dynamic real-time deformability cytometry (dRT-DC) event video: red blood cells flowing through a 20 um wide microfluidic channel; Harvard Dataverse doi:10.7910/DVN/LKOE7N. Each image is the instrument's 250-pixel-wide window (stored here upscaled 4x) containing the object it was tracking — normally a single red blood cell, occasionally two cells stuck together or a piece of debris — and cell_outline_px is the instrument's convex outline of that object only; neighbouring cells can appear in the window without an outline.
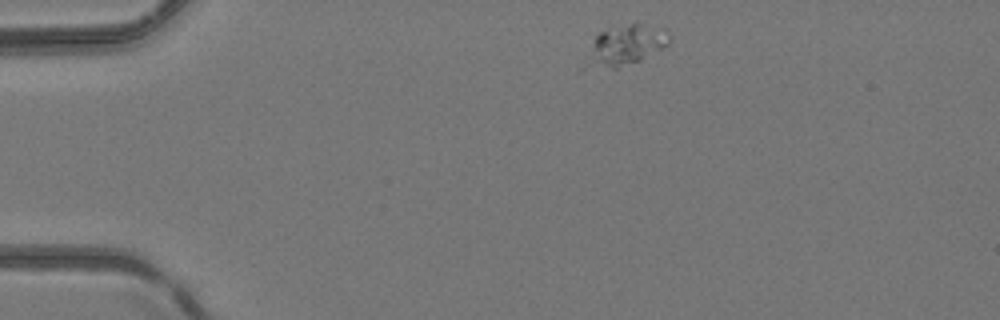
{"species": "common noctule bat (a hibernating species)", "species_latin": "Nyctalus noctula", "temperature_condition": "room temperature", "stored_images_in_passage": 3, "camera_frame_rate_fps": 3000, "um_per_image_px": 0.085, "animal": {"sex": "female", "body_mass_g": 24.6, "forearm_length_mm": 56.2}, "frame": {"image": 1, "passage_image": 1, "time_ms": 0.0, "image_size_px": [1000, 320], "cell_outline_px": [[668, 44], [664, 48], [640, 60], [616, 68], [576, 72], [596, 36], [600, 32], [636, 20], [668, 36]], "centroid_in_image_um": [52.93, 3.95], "position_along_channel_um": 32.1, "area_um2": 20.0}}
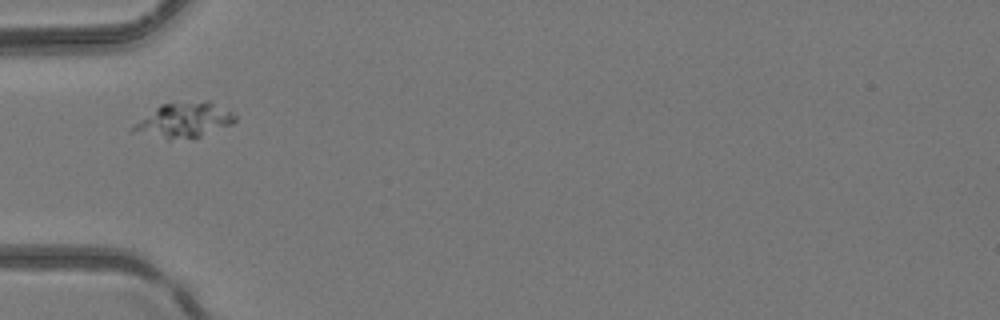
{"frame": {"image": 2, "passage_image": 3, "time_ms": 2.333, "image_size_px": [1000, 320], "cell_outline_px": [[236, 120], [232, 124], [192, 140], [168, 140], [132, 132], [132, 128], [136, 124], [160, 104], [204, 100], [208, 100], [236, 116]], "centroid_in_image_um": [15.66, 10.25], "position_along_channel_um": 69.3, "area_um2": 20.75}}